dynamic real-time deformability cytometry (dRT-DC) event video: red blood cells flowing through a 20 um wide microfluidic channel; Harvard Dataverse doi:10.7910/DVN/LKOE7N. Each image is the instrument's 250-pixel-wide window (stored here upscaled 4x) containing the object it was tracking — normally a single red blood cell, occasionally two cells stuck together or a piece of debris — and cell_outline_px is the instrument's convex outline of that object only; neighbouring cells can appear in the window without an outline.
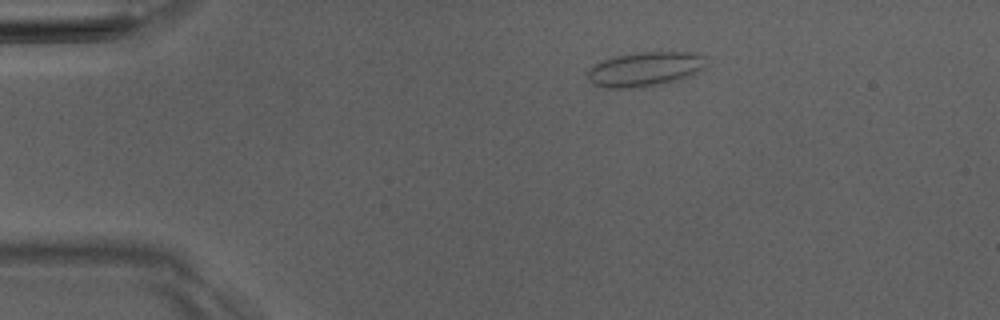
{"species": "Egyptian fruit bat (a non-hibernating species)", "species_latin": "Rousettus aegyptiacus", "temperature_condition": "room temperature", "stored_images_in_passage": 3, "camera_frame_rate_fps": 3000, "um_per_image_px": 0.085, "animal": {"sex": "male"}, "frame": {"image": 1, "passage_image": 1, "time_ms": 0.0, "image_size_px": [1000, 320], "cell_outline_px": [[704, 68], [692, 76], [668, 84], [632, 88], [604, 88], [592, 84], [588, 80], [588, 72], [596, 64], [612, 56], [640, 52], [696, 52], [704, 56]], "centroid_in_image_um": [54.85, 5.89], "position_along_channel_um": 30.1, "area_um2": 24.16}}